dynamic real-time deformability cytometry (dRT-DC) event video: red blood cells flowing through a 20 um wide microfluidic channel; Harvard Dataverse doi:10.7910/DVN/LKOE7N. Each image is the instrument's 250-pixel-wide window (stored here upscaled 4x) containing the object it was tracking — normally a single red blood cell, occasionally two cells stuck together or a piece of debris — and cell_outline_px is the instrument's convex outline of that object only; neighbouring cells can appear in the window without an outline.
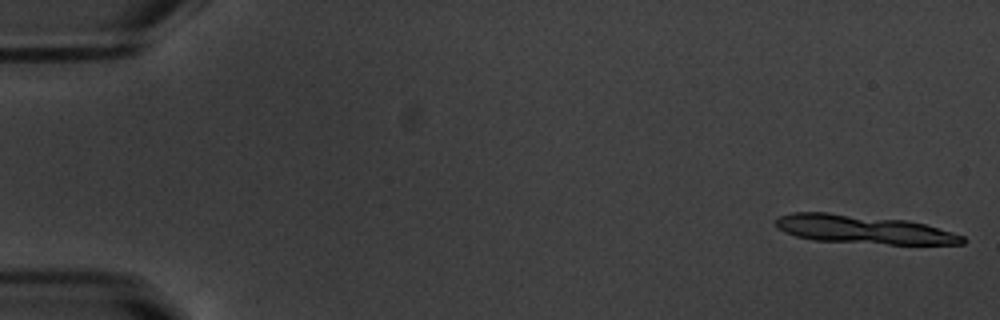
{"species": "common noctule bat (a hibernating species)", "species_latin": "Nyctalus noctula", "temperature_condition": "warm", "stored_images_in_passage": 10, "camera_frame_rate_fps": 3000, "um_per_image_px": 0.085, "animal": {"sex": "male", "body_mass_g": 20.1, "forearm_length_mm": 53.5}, "frame": {"image": 1, "passage_image": 1, "time_ms": 0.0, "image_size_px": [1000, 320], "cell_outline_px": [[968, 240], [964, 244], [888, 244], [812, 240], [796, 236], [784, 232], [776, 228], [776, 220], [780, 216], [792, 212], [828, 212], [908, 220], [924, 224], [952, 232], [964, 236]], "centroid_in_image_um": [73.39, 19.5], "position_along_channel_um": 11.6, "area_um2": 31.15}}